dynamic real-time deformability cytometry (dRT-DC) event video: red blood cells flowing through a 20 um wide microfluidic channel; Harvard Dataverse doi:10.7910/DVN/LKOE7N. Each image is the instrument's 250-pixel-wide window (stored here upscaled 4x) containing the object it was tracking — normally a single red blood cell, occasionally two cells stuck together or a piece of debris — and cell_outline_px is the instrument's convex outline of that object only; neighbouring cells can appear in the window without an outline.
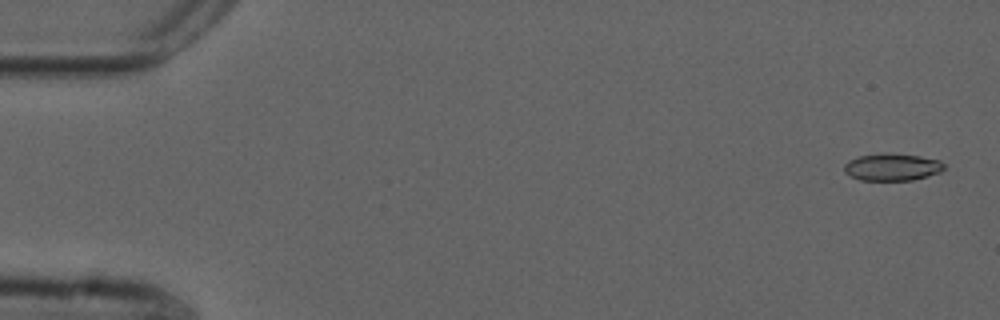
{"species": "common noctule bat (a hibernating species)", "species_latin": "Nyctalus noctula", "temperature_condition": "cold", "stored_images_in_passage": 54, "camera_frame_rate_fps": 3000, "um_per_image_px": 0.085, "animal": {"sex": "male", "forearm_length_mm": 52.5}, "frame": {"image": 1, "passage_image": 1, "time_ms": 0.0, "image_size_px": [1000, 320], "cell_outline_px": [[944, 168], [940, 172], [928, 176], [912, 180], [860, 180], [844, 172], [844, 164], [848, 160], [860, 156], [884, 152], [920, 156], [940, 160], [944, 164]], "centroid_in_image_um": [75.83, 14.19], "position_along_channel_um": 9.2, "area_um2": 15.9}}
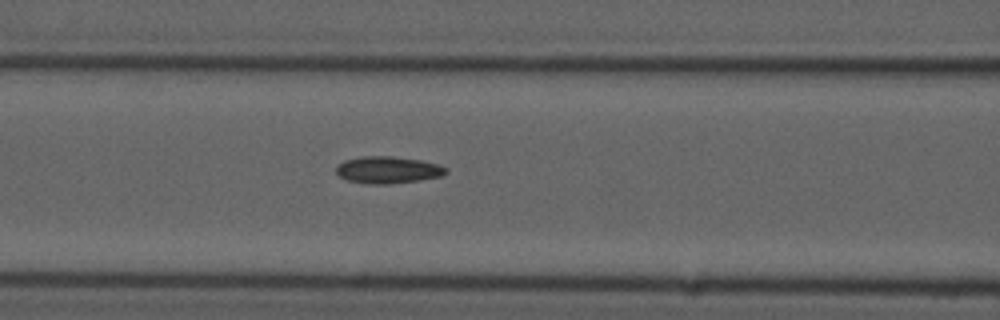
{"frame": {"image": 2, "passage_image": 22, "time_ms": 7.0, "image_size_px": [1000, 320], "cell_outline_px": [[448, 172], [440, 176], [416, 180], [388, 184], [368, 184], [348, 180], [340, 176], [336, 172], [336, 168], [344, 160], [364, 156], [388, 156], [420, 160], [436, 164], [448, 168]], "centroid_in_image_um": [32.95, 14.44], "position_along_channel_um": 133.6, "area_um2": 16.94}}
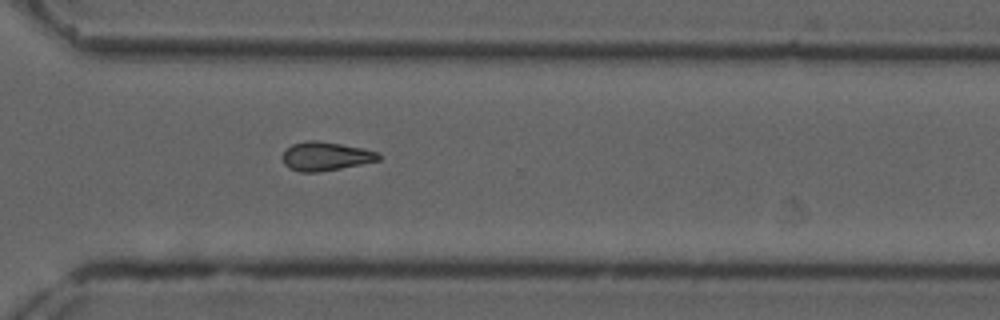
{"frame": {"image": 3, "passage_image": 39, "time_ms": 12.667, "image_size_px": [1000, 320], "cell_outline_px": [[380, 160], [320, 172], [300, 172], [288, 168], [284, 164], [280, 156], [292, 144], [308, 140], [316, 140], [364, 148], [380, 152]], "centroid_in_image_um": [27.66, 13.28], "position_along_channel_um": 342.9, "area_um2": 16.18}}